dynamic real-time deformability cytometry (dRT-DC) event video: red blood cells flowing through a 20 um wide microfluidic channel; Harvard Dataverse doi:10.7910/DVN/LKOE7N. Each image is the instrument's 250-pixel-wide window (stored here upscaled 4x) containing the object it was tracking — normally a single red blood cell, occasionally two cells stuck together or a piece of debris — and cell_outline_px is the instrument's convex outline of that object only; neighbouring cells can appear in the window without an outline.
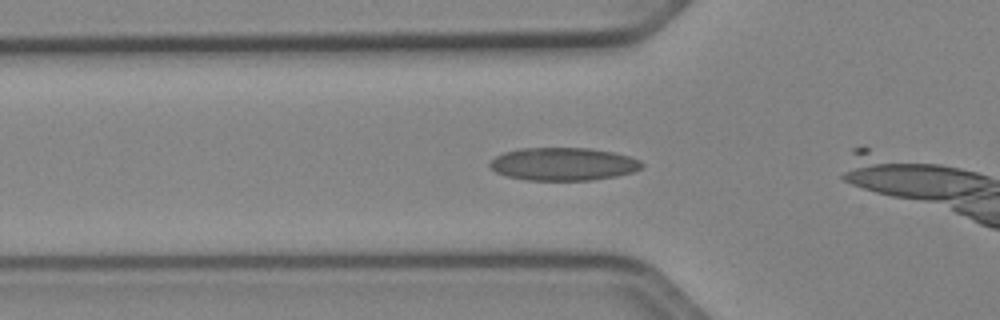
{"species": "Egyptian fruit bat (a non-hibernating species)", "species_latin": "Rousettus aegyptiacus", "temperature_condition": "cold", "stored_images_in_passage": 7, "camera_frame_rate_fps": 3000, "um_per_image_px": 0.085, "animal": {"sex": "female"}, "frame": {"image": 1, "passage_image": 3, "time_ms": 0.667, "image_size_px": [1000, 320], "cell_outline_px": [[644, 164], [640, 168], [632, 172], [616, 176], [592, 180], [524, 180], [508, 176], [496, 172], [488, 164], [496, 156], [504, 152], [520, 148], [588, 148], [612, 152], [628, 156], [640, 160]], "centroid_in_image_um": [47.87, 13.94], "position_along_channel_um": 77.9, "area_um2": 29.02}}
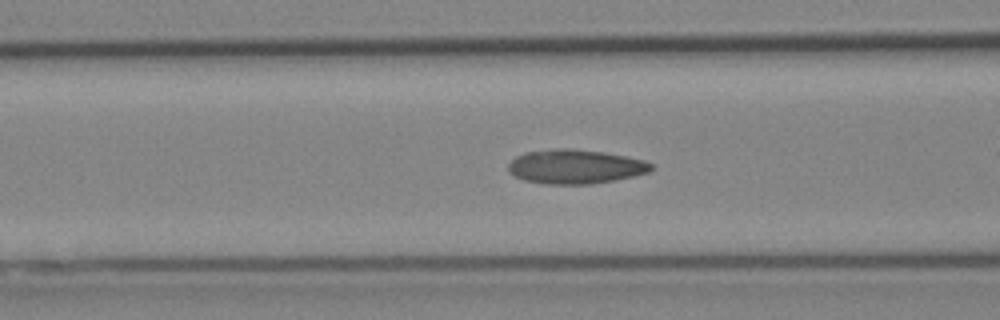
{"frame": {"image": 2, "passage_image": 6, "time_ms": 1.667, "image_size_px": [1000, 320], "cell_outline_px": [[652, 168], [648, 172], [616, 180], [592, 184], [544, 184], [524, 180], [516, 176], [508, 168], [508, 164], [516, 156], [524, 152], [556, 148], [572, 148], [604, 152], [644, 160], [652, 164]], "centroid_in_image_um": [48.89, 14.16], "position_along_channel_um": 117.7, "area_um2": 28.44}}